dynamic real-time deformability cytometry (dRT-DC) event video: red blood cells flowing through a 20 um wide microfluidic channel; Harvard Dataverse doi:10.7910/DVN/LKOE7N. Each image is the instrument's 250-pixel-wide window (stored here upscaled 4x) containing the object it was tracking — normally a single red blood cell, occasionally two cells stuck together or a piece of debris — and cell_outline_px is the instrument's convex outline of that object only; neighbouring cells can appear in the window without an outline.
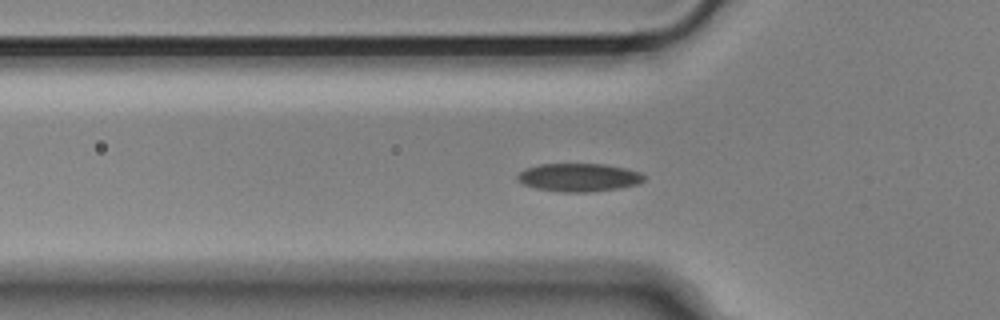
{"species": "Egyptian fruit bat (a non-hibernating species)", "species_latin": "Rousettus aegyptiacus", "temperature_condition": "cold", "stored_images_in_passage": 56, "camera_frame_rate_fps": 3000, "um_per_image_px": 0.085, "animal": {"sex": "male"}, "frame": {"image": 1, "passage_image": 18, "time_ms": 5.667, "image_size_px": [1000, 320], "cell_outline_px": [[644, 180], [640, 184], [620, 188], [588, 192], [560, 192], [536, 188], [524, 184], [516, 176], [520, 172], [528, 168], [540, 164], [604, 164], [624, 168], [640, 172], [644, 176]], "centroid_in_image_um": [49.24, 15.08], "position_along_channel_um": 76.6, "area_um2": 20.63}}
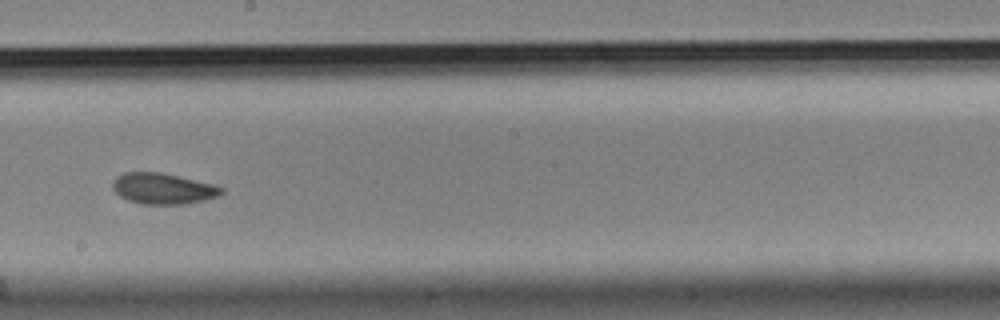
{"frame": {"image": 2, "passage_image": 31, "time_ms": 10.0, "image_size_px": [1000, 320], "cell_outline_px": [[224, 192], [216, 196], [204, 200], [188, 204], [140, 204], [128, 200], [120, 196], [112, 188], [112, 180], [116, 176], [124, 172], [160, 172], [216, 184], [224, 188]], "centroid_in_image_um": [13.85, 16.02], "position_along_channel_um": 234.3, "area_um2": 19.83}}
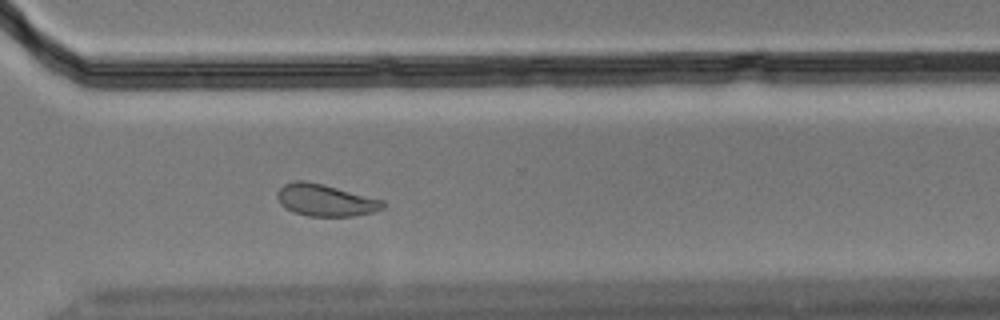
{"frame": {"image": 3, "passage_image": 40, "time_ms": 13.0, "image_size_px": [1000, 320], "cell_outline_px": [[384, 208], [376, 212], [352, 216], [308, 216], [292, 212], [284, 208], [280, 204], [276, 196], [276, 192], [284, 184], [292, 180], [304, 180], [324, 184], [384, 200]], "centroid_in_image_um": [27.63, 17.01], "position_along_channel_um": 343.0, "area_um2": 20.0}}